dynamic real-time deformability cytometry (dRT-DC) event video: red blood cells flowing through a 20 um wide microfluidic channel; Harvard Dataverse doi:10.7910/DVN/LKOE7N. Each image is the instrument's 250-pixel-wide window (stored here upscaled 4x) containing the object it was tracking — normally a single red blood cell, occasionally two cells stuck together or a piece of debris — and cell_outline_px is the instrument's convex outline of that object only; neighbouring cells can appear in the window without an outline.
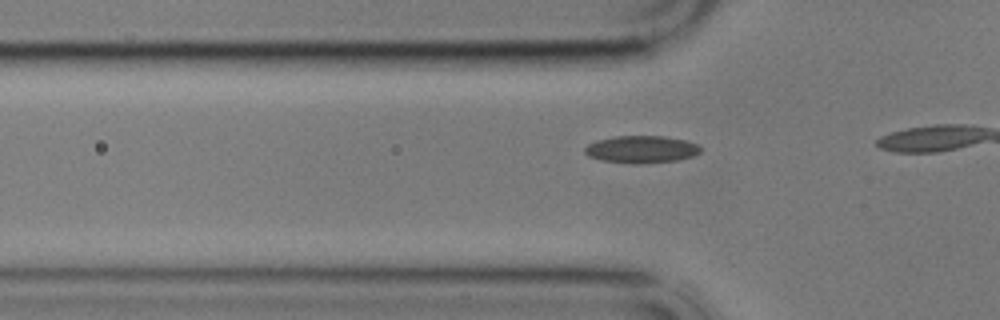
{"species": "common noctule bat (a hibernating species)", "species_latin": "Nyctalus noctula", "temperature_condition": "cold", "stored_images_in_passage": 13, "camera_frame_rate_fps": 3000, "um_per_image_px": 0.085, "animal": {"sex": "male", "body_mass_g": 17.9}, "frame": {"image": 1, "passage_image": 10, "time_ms": 3.0, "image_size_px": [1000, 320], "cell_outline_px": [[700, 152], [692, 156], [676, 160], [640, 164], [632, 164], [600, 160], [588, 156], [584, 152], [584, 148], [588, 144], [596, 140], [616, 136], [664, 136], [684, 140], [696, 144], [700, 148]], "centroid_in_image_um": [54.46, 12.7], "position_along_channel_um": 71.3, "area_um2": 18.38}}